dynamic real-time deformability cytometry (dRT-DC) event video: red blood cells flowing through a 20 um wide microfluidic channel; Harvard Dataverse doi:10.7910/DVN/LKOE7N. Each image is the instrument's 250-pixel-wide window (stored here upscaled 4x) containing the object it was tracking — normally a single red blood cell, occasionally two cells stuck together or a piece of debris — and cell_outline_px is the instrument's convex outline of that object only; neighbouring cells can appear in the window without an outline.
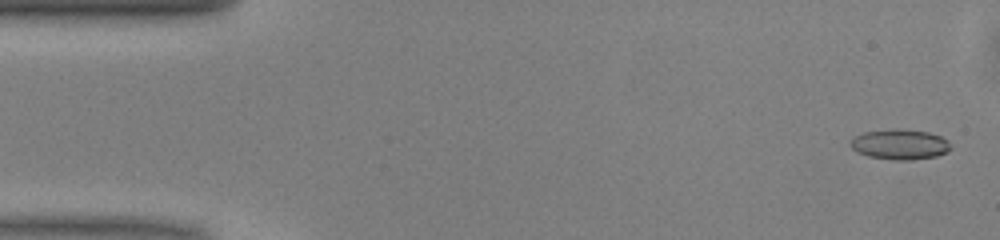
{"species": "common noctule bat (a hibernating species)", "species_latin": "Nyctalus noctula", "temperature_condition": "warm", "stored_images_in_passage": 50, "camera_frame_rate_fps": 3000, "um_per_image_px": 0.085, "animal": {"sex": "male", "body_mass_g": 13.0, "forearm_length_mm": 53.1}, "frame": {"image": 1, "passage_image": 2, "time_ms": 0.333, "image_size_px": [1000, 240], "cell_outline_px": [[952, 148], [948, 152], [936, 156], [912, 160], [892, 160], [868, 156], [856, 152], [848, 144], [856, 136], [864, 132], [928, 132], [940, 136], [948, 140]], "centroid_in_image_um": [76.52, 12.34], "position_along_channel_um": 8.5, "area_um2": 16.88}}
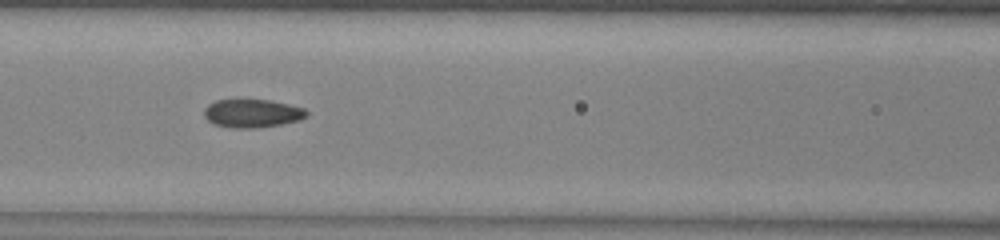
{"frame": {"image": 2, "passage_image": 21, "time_ms": 6.667, "image_size_px": [1000, 240], "cell_outline_px": [[308, 116], [300, 120], [280, 124], [256, 128], [232, 128], [216, 124], [208, 120], [204, 116], [204, 108], [208, 104], [216, 100], [240, 96], [272, 100], [304, 108], [308, 112]], "centroid_in_image_um": [21.41, 9.57], "position_along_channel_um": 145.2, "area_um2": 17.69}}
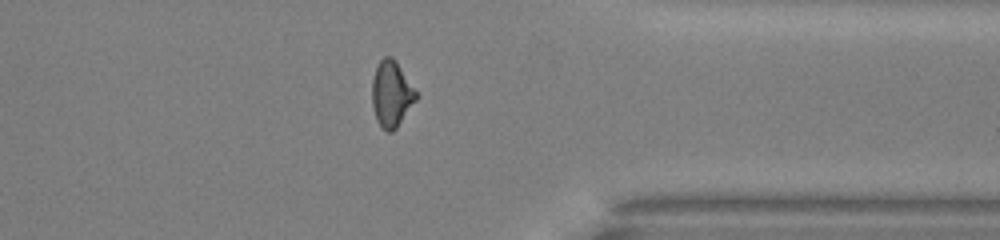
{"frame": {"image": 3, "passage_image": 39, "time_ms": 12.667, "image_size_px": [1000, 240], "cell_outline_px": [[416, 100], [396, 128], [392, 132], [388, 132], [376, 120], [372, 108], [372, 80], [376, 68], [380, 60], [384, 56], [392, 56], [396, 60], [416, 92]], "centroid_in_image_um": [33.25, 7.97], "position_along_channel_um": 378.2, "area_um2": 16.7}, "authors_computed_cell_mechanics": {"area_um2": 16.9643, "velocity_mm_per_s": 4.0828, "shape_relaxation_time_tau1_ms": 3.7041, "shape_relaxation_time_tau2_ms": 1.7951, "deformation_change_tau1": 0.1223, "deformation_change_tau2": 0.089}}